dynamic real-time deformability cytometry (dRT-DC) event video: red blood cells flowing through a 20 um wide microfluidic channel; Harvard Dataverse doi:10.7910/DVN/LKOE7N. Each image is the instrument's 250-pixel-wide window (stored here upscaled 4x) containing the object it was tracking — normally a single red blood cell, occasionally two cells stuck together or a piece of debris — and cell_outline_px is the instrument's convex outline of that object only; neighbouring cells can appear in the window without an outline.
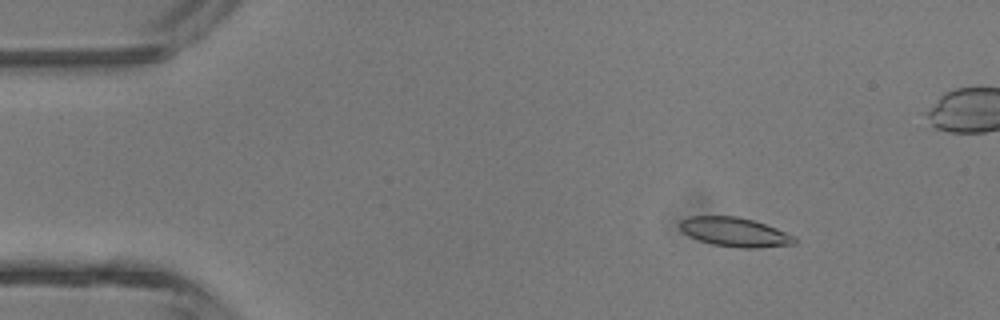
{"species": "common noctule bat (a hibernating species)", "species_latin": "Nyctalus noctula", "temperature_condition": "room temperature", "stored_images_in_passage": 4, "camera_frame_rate_fps": 3000, "um_per_image_px": 0.085, "animal": {"sex": "male", "body_mass_g": 13.3}, "frame": {"image": 1, "passage_image": 1, "time_ms": 0.0, "image_size_px": [1000, 320], "cell_outline_px": [[796, 244], [756, 248], [740, 248], [712, 244], [688, 236], [680, 228], [680, 220], [688, 216], [736, 216], [752, 220], [776, 228], [796, 236]], "centroid_in_image_um": [62.47, 19.73], "position_along_channel_um": 22.5, "area_um2": 19.48}}